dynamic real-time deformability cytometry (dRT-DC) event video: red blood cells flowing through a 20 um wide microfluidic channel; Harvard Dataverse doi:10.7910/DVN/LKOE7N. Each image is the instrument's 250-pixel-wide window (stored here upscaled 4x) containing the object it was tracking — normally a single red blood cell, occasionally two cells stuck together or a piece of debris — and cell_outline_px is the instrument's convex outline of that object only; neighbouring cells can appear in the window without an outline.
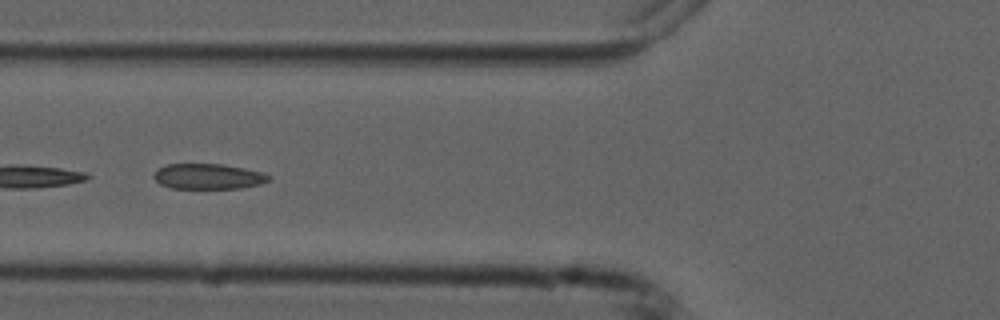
{"species": "common noctule bat (a hibernating species)", "species_latin": "Nyctalus noctula", "temperature_condition": "cold", "stored_images_in_passage": 7, "camera_frame_rate_fps": 3000, "um_per_image_px": 0.085, "animal": {"sex": "male", "forearm_length_mm": 52.5}, "frame": {"image": 1, "passage_image": 5, "time_ms": 4.667, "image_size_px": [1000, 320], "cell_outline_px": [[268, 180], [260, 184], [240, 188], [172, 188], [160, 184], [152, 176], [156, 168], [164, 164], [220, 164], [244, 168], [260, 172], [268, 176]], "centroid_in_image_um": [17.6, 14.99], "position_along_channel_um": 108.2, "area_um2": 16.88}}